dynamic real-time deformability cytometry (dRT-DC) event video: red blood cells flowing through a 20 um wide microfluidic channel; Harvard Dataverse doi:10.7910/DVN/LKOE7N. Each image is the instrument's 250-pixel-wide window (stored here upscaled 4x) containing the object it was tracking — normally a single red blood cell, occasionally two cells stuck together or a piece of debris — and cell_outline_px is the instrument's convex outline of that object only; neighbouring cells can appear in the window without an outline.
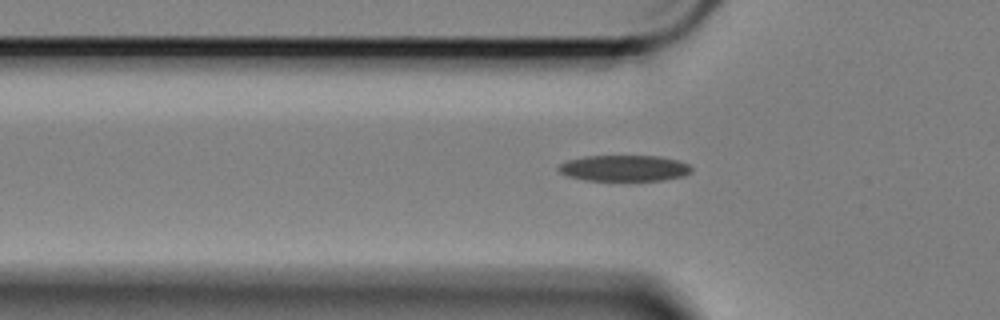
{"species": "Egyptian fruit bat (a non-hibernating species)", "species_latin": "Rousettus aegyptiacus", "temperature_condition": "cold", "stored_images_in_passage": 50, "camera_frame_rate_fps": 3000, "um_per_image_px": 0.085, "animal": {"sex": "female"}, "frame": {"image": 1, "passage_image": 18, "time_ms": 5.667, "image_size_px": [1000, 320], "cell_outline_px": [[692, 172], [684, 176], [664, 180], [584, 180], [568, 176], [560, 172], [556, 168], [560, 164], [568, 160], [584, 156], [660, 156], [676, 160], [688, 164], [692, 168]], "centroid_in_image_um": [53.06, 14.29], "position_along_channel_um": 72.7, "area_um2": 20.17}}
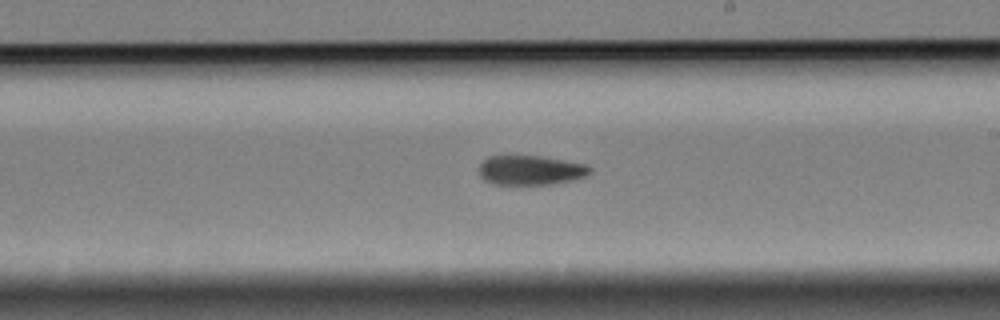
{"frame": {"image": 2, "passage_image": 33, "time_ms": 10.667, "image_size_px": [1000, 320], "cell_outline_px": [[592, 168], [584, 176], [552, 184], [492, 184], [484, 180], [480, 176], [480, 164], [488, 156], [540, 156], [588, 164]], "centroid_in_image_um": [45.07, 14.46], "position_along_channel_um": 243.9, "area_um2": 18.84}}
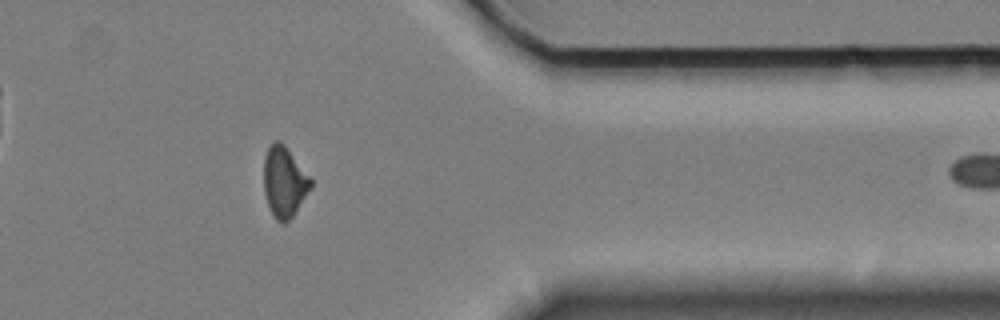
{"frame": {"image": 3, "passage_image": 47, "time_ms": 15.333, "image_size_px": [1000, 320], "cell_outline_px": [[312, 188], [292, 216], [284, 224], [276, 220], [268, 204], [264, 192], [264, 156], [268, 148], [276, 140], [280, 140], [284, 144], [312, 180]], "centroid_in_image_um": [24.16, 15.46], "position_along_channel_um": 387.2, "area_um2": 19.07}}